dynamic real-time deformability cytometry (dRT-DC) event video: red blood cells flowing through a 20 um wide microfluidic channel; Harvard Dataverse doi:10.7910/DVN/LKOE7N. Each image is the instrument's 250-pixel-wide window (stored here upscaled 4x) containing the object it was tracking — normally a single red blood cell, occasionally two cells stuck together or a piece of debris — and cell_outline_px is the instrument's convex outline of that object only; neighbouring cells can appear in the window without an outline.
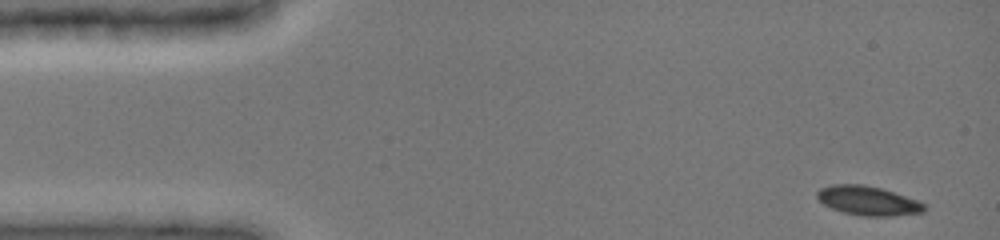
{"species": "common noctule bat (a hibernating species)", "species_latin": "Nyctalus noctula", "temperature_condition": "cold", "stored_images_in_passage": 18, "camera_frame_rate_fps": 3000, "um_per_image_px": 0.085, "animal": {"sex": "female", "body_mass_g": 19.0, "forearm_length_mm": 51.5}, "frame": {"image": 1, "passage_image": 1, "time_ms": 0.0, "image_size_px": [1000, 240], "cell_outline_px": [[924, 212], [892, 216], [864, 216], [844, 212], [832, 208], [824, 204], [816, 196], [816, 192], [820, 188], [832, 184], [860, 184], [880, 188], [916, 200], [924, 204]], "centroid_in_image_um": [73.74, 17.06], "position_along_channel_um": 11.3, "area_um2": 17.92}}
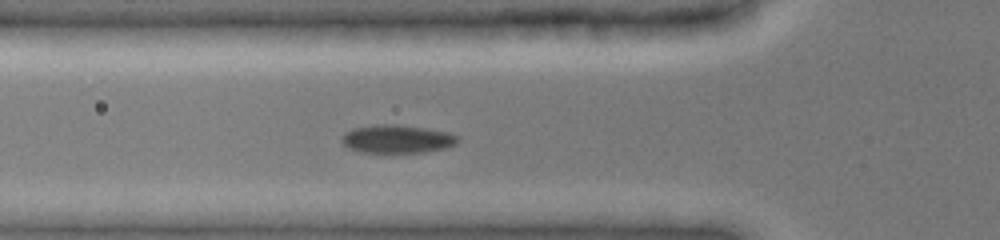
{"frame": {"image": 2, "passage_image": 10, "time_ms": 4.667, "image_size_px": [1000, 240], "cell_outline_px": [[460, 136], [456, 144], [444, 148], [424, 152], [360, 152], [348, 148], [340, 140], [344, 132], [352, 128], [376, 124], [396, 124], [424, 128], [448, 132]], "centroid_in_image_um": [33.72, 11.8], "position_along_channel_um": 92.1, "area_um2": 19.13}}
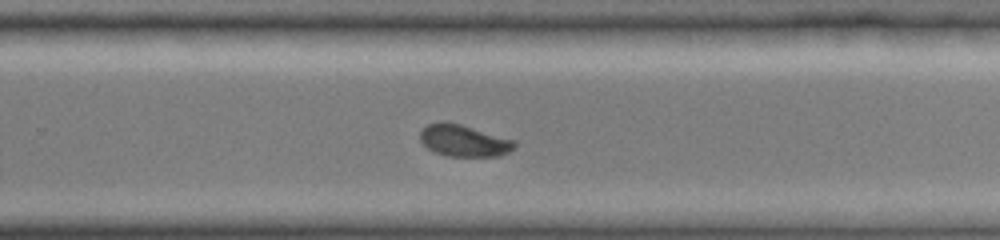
{"frame": {"image": 3, "passage_image": 18, "time_ms": 9.667, "image_size_px": [1000, 240], "cell_outline_px": [[516, 144], [508, 152], [500, 156], [444, 156], [428, 148], [420, 140], [420, 132], [428, 124], [460, 124], [516, 140]], "centroid_in_image_um": [39.47, 11.99], "position_along_channel_um": 290.3, "area_um2": 16.99}}